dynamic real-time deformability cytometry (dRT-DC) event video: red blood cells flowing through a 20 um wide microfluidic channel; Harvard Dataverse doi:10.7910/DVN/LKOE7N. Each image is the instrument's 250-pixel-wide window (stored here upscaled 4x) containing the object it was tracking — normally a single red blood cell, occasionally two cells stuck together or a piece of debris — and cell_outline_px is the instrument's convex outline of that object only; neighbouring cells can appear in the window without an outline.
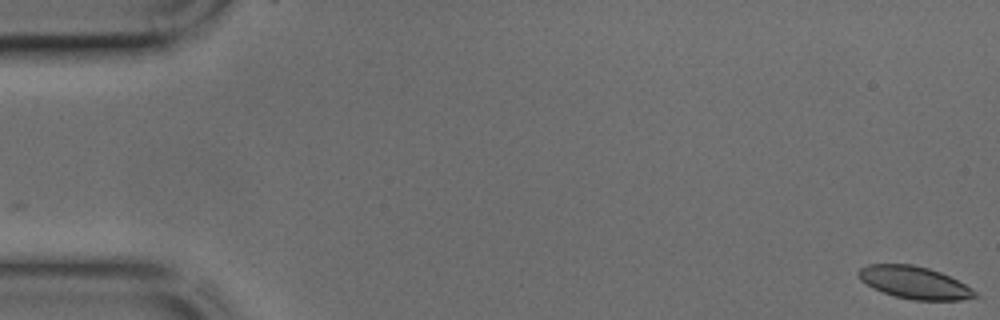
{"species": "common noctule bat (a hibernating species)", "species_latin": "Nyctalus noctula", "temperature_condition": "cold", "stored_images_in_passage": 46, "camera_frame_rate_fps": 3000, "um_per_image_px": 0.085, "animal": {"sex": "male", "body_mass_g": 17.9, "forearm_length_mm": 54.2}, "frame": {"image": 1, "passage_image": 1, "time_ms": 0.0, "image_size_px": [1000, 320], "cell_outline_px": [[980, 296], [960, 300], [912, 300], [896, 296], [872, 288], [860, 280], [856, 272], [860, 268], [868, 264], [912, 264], [928, 268], [940, 272], [972, 288]], "centroid_in_image_um": [77.7, 24.02], "position_along_channel_um": 7.3, "area_um2": 21.91}}
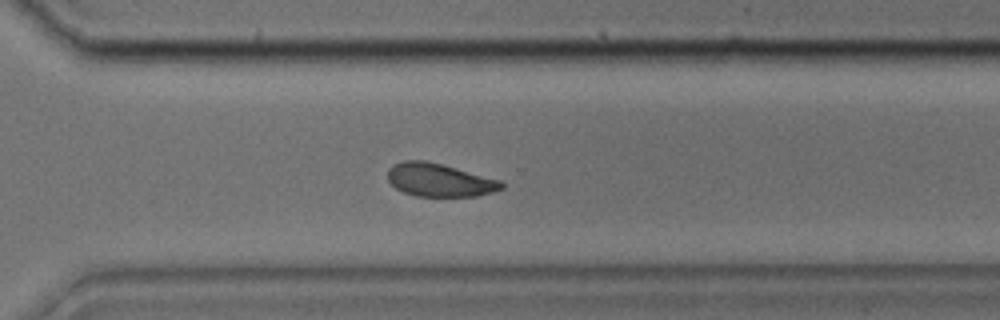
{"frame": {"image": 2, "passage_image": 32, "time_ms": 10.333, "image_size_px": [1000, 320], "cell_outline_px": [[504, 188], [492, 192], [476, 196], [416, 196], [404, 192], [396, 188], [388, 180], [388, 168], [392, 164], [404, 160], [424, 160], [456, 168], [500, 180], [504, 184]], "centroid_in_image_um": [37.33, 15.3], "position_along_channel_um": 333.3, "area_um2": 21.85}}
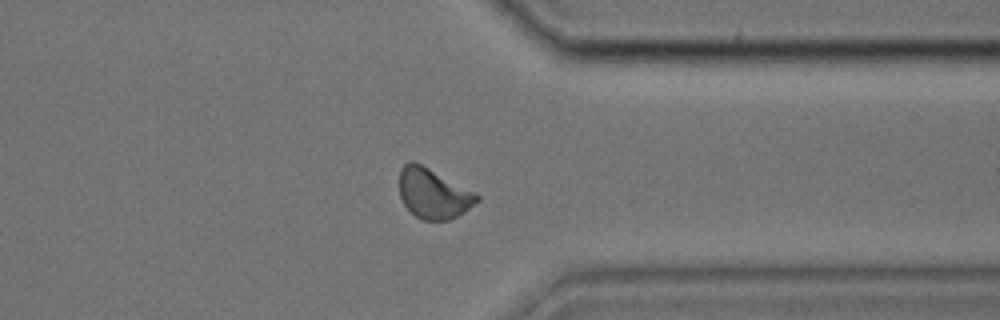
{"frame": {"image": 3, "passage_image": 35, "time_ms": 11.333, "image_size_px": [1000, 320], "cell_outline_px": [[480, 200], [464, 212], [448, 220], [424, 220], [416, 216], [404, 204], [400, 196], [400, 168], [408, 160], [412, 160], [428, 168], [480, 196]], "centroid_in_image_um": [36.8, 16.45], "position_along_channel_um": 374.6, "area_um2": 22.08}}